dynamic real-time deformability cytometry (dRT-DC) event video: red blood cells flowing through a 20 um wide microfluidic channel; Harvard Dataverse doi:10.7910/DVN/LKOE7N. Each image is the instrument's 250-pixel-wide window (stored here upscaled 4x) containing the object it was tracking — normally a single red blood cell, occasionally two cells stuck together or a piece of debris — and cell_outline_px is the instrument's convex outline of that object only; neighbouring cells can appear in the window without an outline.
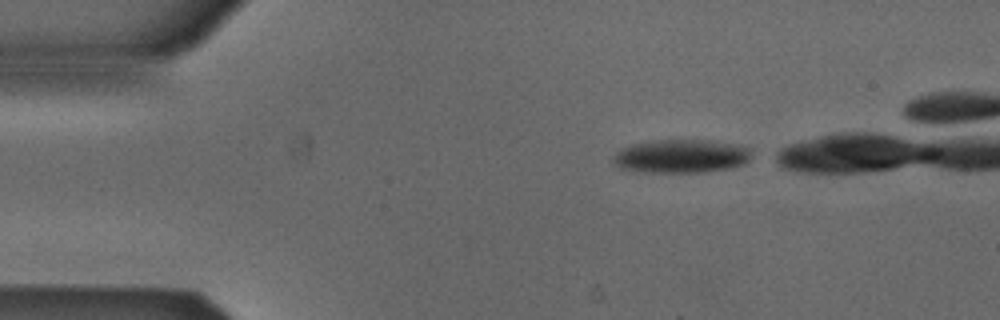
{"species": "Egyptian fruit bat (a non-hibernating species)", "species_latin": "Rousettus aegyptiacus", "temperature_condition": "cold", "stored_images_in_passage": 25, "camera_frame_rate_fps": 3000, "um_per_image_px": 0.085, "animal": {"sex": "male"}, "frame": {"image": 1, "passage_image": 1, "time_ms": 0.0, "image_size_px": [1000, 320], "cell_outline_px": [[752, 156], [748, 164], [732, 168], [704, 172], [644, 172], [620, 168], [612, 164], [612, 156], [620, 148], [632, 144], [656, 140], [712, 140], [736, 144], [748, 148]], "centroid_in_image_um": [57.91, 13.28], "position_along_channel_um": 27.1, "area_um2": 27.46}}
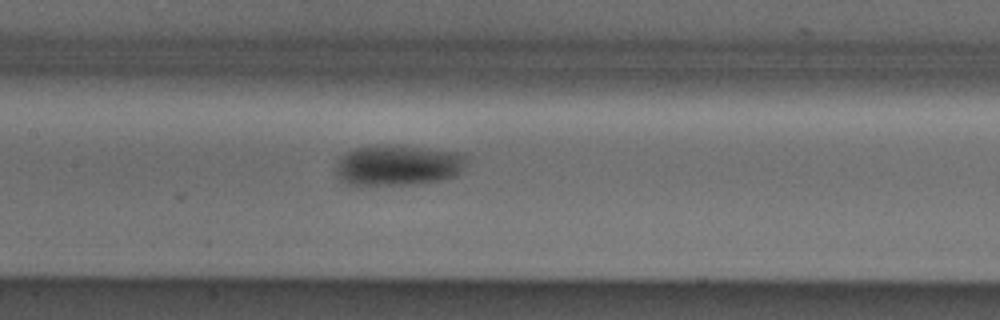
{"frame": {"image": 2, "passage_image": 17, "time_ms": 5.333, "image_size_px": [1000, 320], "cell_outline_px": [[468, 160], [460, 172], [456, 176], [424, 184], [348, 184], [340, 180], [336, 176], [336, 160], [340, 156], [356, 148], [384, 144], [400, 144], [468, 152]], "centroid_in_image_um": [33.91, 14.01], "position_along_channel_um": 173.5, "area_um2": 31.91}}
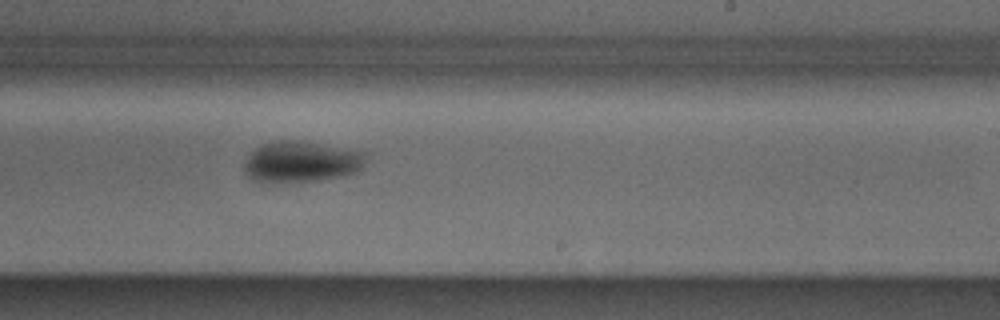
{"frame": {"image": 3, "passage_image": 24, "time_ms": 7.667, "image_size_px": [1000, 320], "cell_outline_px": [[364, 160], [360, 168], [356, 172], [344, 176], [320, 180], [252, 180], [248, 176], [244, 168], [244, 160], [260, 144], [276, 140], [300, 140], [364, 152]], "centroid_in_image_um": [25.59, 13.71], "position_along_channel_um": 263.4, "area_um2": 28.38}}